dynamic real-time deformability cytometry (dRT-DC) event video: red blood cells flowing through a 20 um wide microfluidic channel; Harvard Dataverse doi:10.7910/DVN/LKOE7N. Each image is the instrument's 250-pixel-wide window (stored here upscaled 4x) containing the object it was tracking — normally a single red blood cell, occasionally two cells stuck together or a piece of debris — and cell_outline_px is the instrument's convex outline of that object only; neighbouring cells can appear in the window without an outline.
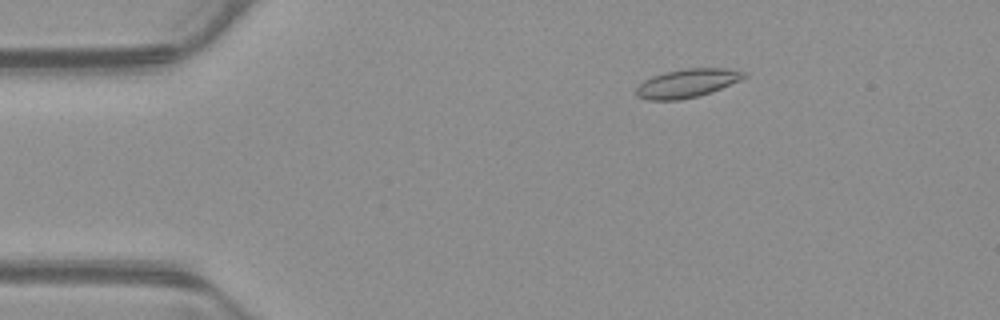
{"species": "common noctule bat (a hibernating species)", "species_latin": "Nyctalus noctula", "temperature_condition": "warm", "stored_images_in_passage": 46, "camera_frame_rate_fps": 3000, "um_per_image_px": 0.085, "animal": {"sex": "male", "body_mass_g": 23.1, "forearm_length_mm": 52.7}, "frame": {"image": 1, "passage_image": 2, "time_ms": 0.333, "image_size_px": [1000, 320], "cell_outline_px": [[748, 76], [740, 80], [712, 92], [700, 96], [680, 100], [648, 100], [636, 96], [636, 88], [644, 80], [652, 76], [664, 72], [684, 68], [728, 68], [748, 72]], "centroid_in_image_um": [58.43, 7.07], "position_along_channel_um": 26.6, "area_um2": 18.21}}
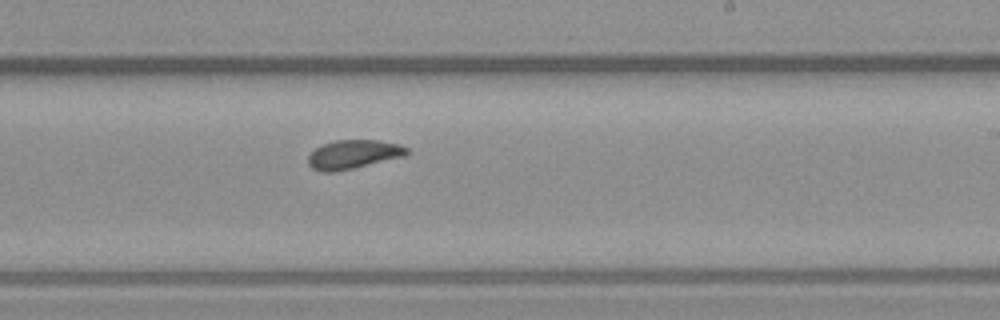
{"frame": {"image": 2, "passage_image": 25, "time_ms": 8.0, "image_size_px": [1000, 320], "cell_outline_px": [[412, 152], [408, 156], [336, 172], [324, 172], [312, 168], [308, 164], [308, 156], [320, 144], [336, 140], [380, 140], [400, 144], [408, 148]], "centroid_in_image_um": [30.1, 13.12], "position_along_channel_um": 258.9, "area_um2": 16.99}}
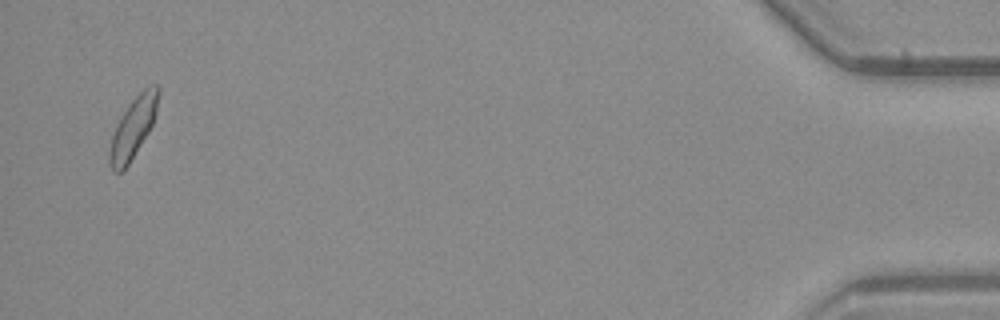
{"frame": {"image": 3, "passage_image": 45, "time_ms": 14.667, "image_size_px": [1000, 320], "cell_outline_px": [[160, 92], [156, 112], [152, 124], [148, 132], [128, 164], [120, 172], [112, 172], [108, 164], [108, 152], [112, 136], [116, 124], [120, 116], [128, 104], [148, 84], [160, 84]], "centroid_in_image_um": [11.3, 10.82], "position_along_channel_um": 423.9, "area_um2": 17.34}, "authors_computed_cell_mechanics": {"area_um2": 16.9932, "velocity_mm_per_s": 3.8536, "shape_relaxation_time_tau1_ms": null, "shape_relaxation_time_tau2_ms": 1.966, "deformation_change_tau1": null, "deformation_change_tau2": 0.0553}}